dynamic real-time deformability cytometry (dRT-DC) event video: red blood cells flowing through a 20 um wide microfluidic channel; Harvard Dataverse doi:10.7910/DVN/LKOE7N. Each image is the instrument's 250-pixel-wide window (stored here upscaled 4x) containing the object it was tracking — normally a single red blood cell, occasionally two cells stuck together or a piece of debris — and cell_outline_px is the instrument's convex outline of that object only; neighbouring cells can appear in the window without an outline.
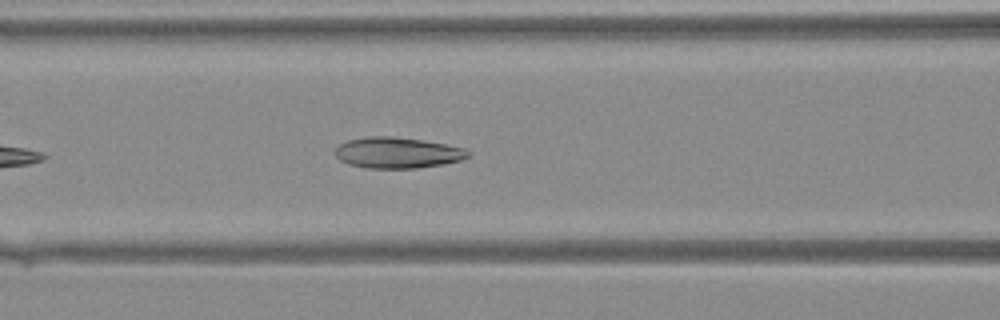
{"species": "Egyptian fruit bat (a non-hibernating species)", "species_latin": "Rousettus aegyptiacus", "temperature_condition": "warm", "stored_images_in_passage": 28, "camera_frame_rate_fps": 3000, "um_per_image_px": 0.085, "animal": {"sex": "female"}, "frame": {"image": 1, "passage_image": 7, "time_ms": 2.0, "image_size_px": [1000, 320], "cell_outline_px": [[468, 156], [460, 160], [444, 164], [416, 168], [368, 168], [348, 164], [340, 160], [336, 156], [336, 148], [340, 144], [348, 140], [368, 136], [388, 136], [420, 140], [444, 144], [464, 148], [468, 152]], "centroid_in_image_um": [33.75, 12.99], "position_along_channel_um": 132.9, "area_um2": 23.64}}
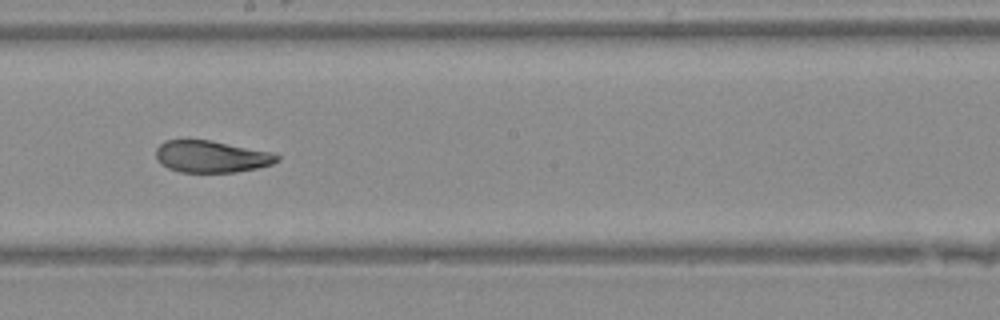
{"frame": {"image": 2, "passage_image": 13, "time_ms": 4.0, "image_size_px": [1000, 320], "cell_outline_px": [[280, 160], [272, 164], [256, 168], [236, 172], [180, 172], [168, 168], [160, 164], [156, 160], [156, 148], [164, 140], [208, 140], [268, 152], [280, 156]], "centroid_in_image_um": [17.9, 13.32], "position_along_channel_um": 230.3, "area_um2": 22.25}}
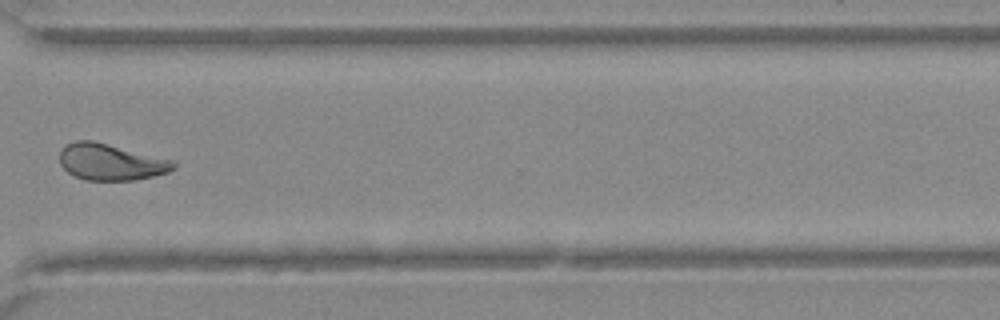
{"frame": {"image": 3, "passage_image": 21, "time_ms": 6.667, "image_size_px": [1000, 320], "cell_outline_px": [[176, 168], [168, 172], [136, 180], [84, 180], [68, 172], [60, 164], [60, 152], [68, 144], [76, 140], [92, 140], [172, 160], [176, 164]], "centroid_in_image_um": [9.42, 13.78], "position_along_channel_um": 361.2, "area_um2": 23.87}}